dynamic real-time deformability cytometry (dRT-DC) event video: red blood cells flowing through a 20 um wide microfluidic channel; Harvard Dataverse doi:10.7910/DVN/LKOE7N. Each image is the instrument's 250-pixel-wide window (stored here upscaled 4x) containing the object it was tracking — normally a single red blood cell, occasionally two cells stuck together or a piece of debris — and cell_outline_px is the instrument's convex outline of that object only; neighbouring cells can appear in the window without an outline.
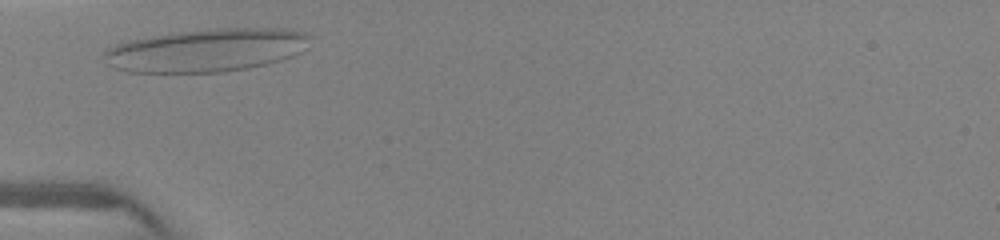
{"species": "human", "species_latin": "Homo sapiens", "temperature_condition": "warm", "stored_images_in_passage": 7, "camera_frame_rate_fps": 3000, "um_per_image_px": 0.085, "donor": {"sex": "female"}, "frame": {"image": 1, "passage_image": 1, "time_ms": 0.0, "image_size_px": [1000, 240], "cell_outline_px": [[312, 36], [308, 48], [292, 56], [280, 60], [248, 68], [224, 72], [128, 72], [116, 68], [108, 64], [104, 56], [104, 52], [108, 48], [116, 44], [128, 40], [176, 32], [212, 28], [292, 28], [304, 32]], "centroid_in_image_um": [17.62, 4.25], "position_along_channel_um": 67.4, "area_um2": 51.96}}